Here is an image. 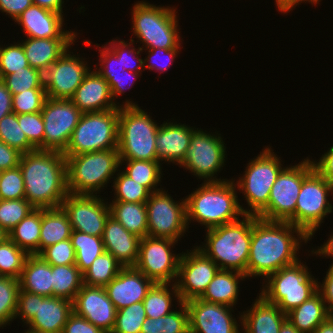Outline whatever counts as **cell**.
Segmentation results:
<instances>
[{"label":"cell","mask_w":333,"mask_h":333,"mask_svg":"<svg viewBox=\"0 0 333 333\" xmlns=\"http://www.w3.org/2000/svg\"><path fill=\"white\" fill-rule=\"evenodd\" d=\"M179 307L180 311L173 310L168 315L161 317L163 333H187L189 331L188 308L184 302H181Z\"/></svg>","instance_id":"54"},{"label":"cell","mask_w":333,"mask_h":333,"mask_svg":"<svg viewBox=\"0 0 333 333\" xmlns=\"http://www.w3.org/2000/svg\"><path fill=\"white\" fill-rule=\"evenodd\" d=\"M41 208H34L8 234L20 249L28 255L39 254Z\"/></svg>","instance_id":"35"},{"label":"cell","mask_w":333,"mask_h":333,"mask_svg":"<svg viewBox=\"0 0 333 333\" xmlns=\"http://www.w3.org/2000/svg\"><path fill=\"white\" fill-rule=\"evenodd\" d=\"M308 270L301 260L281 268L265 279L260 295L287 314L318 292L317 278Z\"/></svg>","instance_id":"8"},{"label":"cell","mask_w":333,"mask_h":333,"mask_svg":"<svg viewBox=\"0 0 333 333\" xmlns=\"http://www.w3.org/2000/svg\"><path fill=\"white\" fill-rule=\"evenodd\" d=\"M168 286H172V288L168 289ZM171 286L169 283H154L148 290L146 297L143 299L147 318L157 319L171 313L172 301L175 299L178 305L181 303L176 284L172 283Z\"/></svg>","instance_id":"36"},{"label":"cell","mask_w":333,"mask_h":333,"mask_svg":"<svg viewBox=\"0 0 333 333\" xmlns=\"http://www.w3.org/2000/svg\"><path fill=\"white\" fill-rule=\"evenodd\" d=\"M76 38H30L27 37L21 44L24 49L29 66L44 72L58 60Z\"/></svg>","instance_id":"29"},{"label":"cell","mask_w":333,"mask_h":333,"mask_svg":"<svg viewBox=\"0 0 333 333\" xmlns=\"http://www.w3.org/2000/svg\"><path fill=\"white\" fill-rule=\"evenodd\" d=\"M25 198L24 179L19 166L2 170L0 174V200Z\"/></svg>","instance_id":"49"},{"label":"cell","mask_w":333,"mask_h":333,"mask_svg":"<svg viewBox=\"0 0 333 333\" xmlns=\"http://www.w3.org/2000/svg\"><path fill=\"white\" fill-rule=\"evenodd\" d=\"M333 186L315 169L303 180L295 207V226L302 229L309 240L320 228L333 206L328 201Z\"/></svg>","instance_id":"12"},{"label":"cell","mask_w":333,"mask_h":333,"mask_svg":"<svg viewBox=\"0 0 333 333\" xmlns=\"http://www.w3.org/2000/svg\"><path fill=\"white\" fill-rule=\"evenodd\" d=\"M279 333H301L296 327L286 318L281 325Z\"/></svg>","instance_id":"70"},{"label":"cell","mask_w":333,"mask_h":333,"mask_svg":"<svg viewBox=\"0 0 333 333\" xmlns=\"http://www.w3.org/2000/svg\"><path fill=\"white\" fill-rule=\"evenodd\" d=\"M302 1L303 2H311V4H318L319 3V1H321V0H293V8H295L297 5H299V3H302Z\"/></svg>","instance_id":"72"},{"label":"cell","mask_w":333,"mask_h":333,"mask_svg":"<svg viewBox=\"0 0 333 333\" xmlns=\"http://www.w3.org/2000/svg\"><path fill=\"white\" fill-rule=\"evenodd\" d=\"M28 254L9 238L0 244V276L19 279Z\"/></svg>","instance_id":"44"},{"label":"cell","mask_w":333,"mask_h":333,"mask_svg":"<svg viewBox=\"0 0 333 333\" xmlns=\"http://www.w3.org/2000/svg\"><path fill=\"white\" fill-rule=\"evenodd\" d=\"M313 333H333V315L322 322Z\"/></svg>","instance_id":"68"},{"label":"cell","mask_w":333,"mask_h":333,"mask_svg":"<svg viewBox=\"0 0 333 333\" xmlns=\"http://www.w3.org/2000/svg\"><path fill=\"white\" fill-rule=\"evenodd\" d=\"M19 167L24 179L25 199L34 208L61 207L69 193L64 154L35 150L22 154Z\"/></svg>","instance_id":"2"},{"label":"cell","mask_w":333,"mask_h":333,"mask_svg":"<svg viewBox=\"0 0 333 333\" xmlns=\"http://www.w3.org/2000/svg\"><path fill=\"white\" fill-rule=\"evenodd\" d=\"M132 8V32L145 47L142 49L181 48L175 8L146 1H138Z\"/></svg>","instance_id":"7"},{"label":"cell","mask_w":333,"mask_h":333,"mask_svg":"<svg viewBox=\"0 0 333 333\" xmlns=\"http://www.w3.org/2000/svg\"><path fill=\"white\" fill-rule=\"evenodd\" d=\"M33 209L25 198L0 200V227L9 233Z\"/></svg>","instance_id":"47"},{"label":"cell","mask_w":333,"mask_h":333,"mask_svg":"<svg viewBox=\"0 0 333 333\" xmlns=\"http://www.w3.org/2000/svg\"><path fill=\"white\" fill-rule=\"evenodd\" d=\"M38 255L50 265H74L76 263L75 250L70 239L50 245Z\"/></svg>","instance_id":"53"},{"label":"cell","mask_w":333,"mask_h":333,"mask_svg":"<svg viewBox=\"0 0 333 333\" xmlns=\"http://www.w3.org/2000/svg\"><path fill=\"white\" fill-rule=\"evenodd\" d=\"M256 218L254 215H243V220L206 229V243L197 248L213 260L220 270L239 271L247 277L251 231Z\"/></svg>","instance_id":"4"},{"label":"cell","mask_w":333,"mask_h":333,"mask_svg":"<svg viewBox=\"0 0 333 333\" xmlns=\"http://www.w3.org/2000/svg\"><path fill=\"white\" fill-rule=\"evenodd\" d=\"M24 49L20 42L15 44L6 45L1 47L0 45V79L5 76L21 70V68L28 67Z\"/></svg>","instance_id":"48"},{"label":"cell","mask_w":333,"mask_h":333,"mask_svg":"<svg viewBox=\"0 0 333 333\" xmlns=\"http://www.w3.org/2000/svg\"><path fill=\"white\" fill-rule=\"evenodd\" d=\"M22 153L0 140V171L19 166Z\"/></svg>","instance_id":"60"},{"label":"cell","mask_w":333,"mask_h":333,"mask_svg":"<svg viewBox=\"0 0 333 333\" xmlns=\"http://www.w3.org/2000/svg\"><path fill=\"white\" fill-rule=\"evenodd\" d=\"M303 241L308 243L309 236L299 227L289 222L266 221L257 217L251 231L247 277L262 276L266 279L281 268L298 262L297 252Z\"/></svg>","instance_id":"1"},{"label":"cell","mask_w":333,"mask_h":333,"mask_svg":"<svg viewBox=\"0 0 333 333\" xmlns=\"http://www.w3.org/2000/svg\"><path fill=\"white\" fill-rule=\"evenodd\" d=\"M276 155L272 148L267 146L254 160H250L244 175L235 183L250 207L242 209L244 215L259 217L267 209L271 188L285 168Z\"/></svg>","instance_id":"10"},{"label":"cell","mask_w":333,"mask_h":333,"mask_svg":"<svg viewBox=\"0 0 333 333\" xmlns=\"http://www.w3.org/2000/svg\"><path fill=\"white\" fill-rule=\"evenodd\" d=\"M235 180L203 182L185 198L186 220L200 223L207 229L235 222L244 214L238 201Z\"/></svg>","instance_id":"3"},{"label":"cell","mask_w":333,"mask_h":333,"mask_svg":"<svg viewBox=\"0 0 333 333\" xmlns=\"http://www.w3.org/2000/svg\"><path fill=\"white\" fill-rule=\"evenodd\" d=\"M70 53L69 50L64 52L58 60L42 72L47 98L71 99L90 71L84 59Z\"/></svg>","instance_id":"19"},{"label":"cell","mask_w":333,"mask_h":333,"mask_svg":"<svg viewBox=\"0 0 333 333\" xmlns=\"http://www.w3.org/2000/svg\"><path fill=\"white\" fill-rule=\"evenodd\" d=\"M73 313V302L61 297H45L37 294L36 314L26 324L30 333L63 331Z\"/></svg>","instance_id":"24"},{"label":"cell","mask_w":333,"mask_h":333,"mask_svg":"<svg viewBox=\"0 0 333 333\" xmlns=\"http://www.w3.org/2000/svg\"><path fill=\"white\" fill-rule=\"evenodd\" d=\"M30 38H76L75 31H65L63 14L32 4L15 20Z\"/></svg>","instance_id":"23"},{"label":"cell","mask_w":333,"mask_h":333,"mask_svg":"<svg viewBox=\"0 0 333 333\" xmlns=\"http://www.w3.org/2000/svg\"><path fill=\"white\" fill-rule=\"evenodd\" d=\"M83 285V274L74 265H52V296L73 301Z\"/></svg>","instance_id":"37"},{"label":"cell","mask_w":333,"mask_h":333,"mask_svg":"<svg viewBox=\"0 0 333 333\" xmlns=\"http://www.w3.org/2000/svg\"><path fill=\"white\" fill-rule=\"evenodd\" d=\"M147 315L143 301L117 310L115 325L111 333H140Z\"/></svg>","instance_id":"46"},{"label":"cell","mask_w":333,"mask_h":333,"mask_svg":"<svg viewBox=\"0 0 333 333\" xmlns=\"http://www.w3.org/2000/svg\"><path fill=\"white\" fill-rule=\"evenodd\" d=\"M314 169L333 186V146L329 148L318 162L312 161Z\"/></svg>","instance_id":"61"},{"label":"cell","mask_w":333,"mask_h":333,"mask_svg":"<svg viewBox=\"0 0 333 333\" xmlns=\"http://www.w3.org/2000/svg\"><path fill=\"white\" fill-rule=\"evenodd\" d=\"M61 207L68 215L72 230L102 237L106 220L110 216V208L99 195L68 193Z\"/></svg>","instance_id":"18"},{"label":"cell","mask_w":333,"mask_h":333,"mask_svg":"<svg viewBox=\"0 0 333 333\" xmlns=\"http://www.w3.org/2000/svg\"><path fill=\"white\" fill-rule=\"evenodd\" d=\"M33 4L62 14L64 0H32Z\"/></svg>","instance_id":"66"},{"label":"cell","mask_w":333,"mask_h":333,"mask_svg":"<svg viewBox=\"0 0 333 333\" xmlns=\"http://www.w3.org/2000/svg\"><path fill=\"white\" fill-rule=\"evenodd\" d=\"M20 289L52 297V265L39 255H28L19 278Z\"/></svg>","instance_id":"30"},{"label":"cell","mask_w":333,"mask_h":333,"mask_svg":"<svg viewBox=\"0 0 333 333\" xmlns=\"http://www.w3.org/2000/svg\"><path fill=\"white\" fill-rule=\"evenodd\" d=\"M70 194L97 195L120 168L118 149L65 156Z\"/></svg>","instance_id":"6"},{"label":"cell","mask_w":333,"mask_h":333,"mask_svg":"<svg viewBox=\"0 0 333 333\" xmlns=\"http://www.w3.org/2000/svg\"><path fill=\"white\" fill-rule=\"evenodd\" d=\"M73 302V312L87 319L105 333H111L117 309L111 302L104 287L82 285Z\"/></svg>","instance_id":"21"},{"label":"cell","mask_w":333,"mask_h":333,"mask_svg":"<svg viewBox=\"0 0 333 333\" xmlns=\"http://www.w3.org/2000/svg\"><path fill=\"white\" fill-rule=\"evenodd\" d=\"M72 226L62 207L41 208L39 253L50 245L70 239Z\"/></svg>","instance_id":"32"},{"label":"cell","mask_w":333,"mask_h":333,"mask_svg":"<svg viewBox=\"0 0 333 333\" xmlns=\"http://www.w3.org/2000/svg\"><path fill=\"white\" fill-rule=\"evenodd\" d=\"M19 290V279L0 276V328L14 320Z\"/></svg>","instance_id":"43"},{"label":"cell","mask_w":333,"mask_h":333,"mask_svg":"<svg viewBox=\"0 0 333 333\" xmlns=\"http://www.w3.org/2000/svg\"><path fill=\"white\" fill-rule=\"evenodd\" d=\"M18 123L28 141L38 150H44V123L41 112L18 115Z\"/></svg>","instance_id":"52"},{"label":"cell","mask_w":333,"mask_h":333,"mask_svg":"<svg viewBox=\"0 0 333 333\" xmlns=\"http://www.w3.org/2000/svg\"><path fill=\"white\" fill-rule=\"evenodd\" d=\"M140 74L141 73H135L124 69V71L120 72L118 75H101V76L108 82L112 98L113 100L114 99L116 100L117 97L123 95L127 91L125 89L127 84L130 87L133 86L135 80H137V78L140 77ZM128 80H131V83ZM127 88L129 90V87Z\"/></svg>","instance_id":"56"},{"label":"cell","mask_w":333,"mask_h":333,"mask_svg":"<svg viewBox=\"0 0 333 333\" xmlns=\"http://www.w3.org/2000/svg\"><path fill=\"white\" fill-rule=\"evenodd\" d=\"M32 4V0H0V10L15 20Z\"/></svg>","instance_id":"63"},{"label":"cell","mask_w":333,"mask_h":333,"mask_svg":"<svg viewBox=\"0 0 333 333\" xmlns=\"http://www.w3.org/2000/svg\"><path fill=\"white\" fill-rule=\"evenodd\" d=\"M217 134V135H216ZM210 134L198 128L192 133L185 160L180 165L204 182H218L215 174L225 165L226 147L220 134Z\"/></svg>","instance_id":"14"},{"label":"cell","mask_w":333,"mask_h":333,"mask_svg":"<svg viewBox=\"0 0 333 333\" xmlns=\"http://www.w3.org/2000/svg\"><path fill=\"white\" fill-rule=\"evenodd\" d=\"M313 170L314 166L309 158L297 165L285 167L271 188L267 209L259 218L289 222L295 226V207L302 182Z\"/></svg>","instance_id":"11"},{"label":"cell","mask_w":333,"mask_h":333,"mask_svg":"<svg viewBox=\"0 0 333 333\" xmlns=\"http://www.w3.org/2000/svg\"><path fill=\"white\" fill-rule=\"evenodd\" d=\"M36 307L37 294H32L20 289L14 319L19 316L22 322H24L23 324L26 325L36 314Z\"/></svg>","instance_id":"57"},{"label":"cell","mask_w":333,"mask_h":333,"mask_svg":"<svg viewBox=\"0 0 333 333\" xmlns=\"http://www.w3.org/2000/svg\"><path fill=\"white\" fill-rule=\"evenodd\" d=\"M119 112L120 107L82 113L66 149L62 152L64 156L117 149Z\"/></svg>","instance_id":"9"},{"label":"cell","mask_w":333,"mask_h":333,"mask_svg":"<svg viewBox=\"0 0 333 333\" xmlns=\"http://www.w3.org/2000/svg\"><path fill=\"white\" fill-rule=\"evenodd\" d=\"M177 122H166L159 126L155 145L158 161L181 165L186 158L192 133L196 130Z\"/></svg>","instance_id":"26"},{"label":"cell","mask_w":333,"mask_h":333,"mask_svg":"<svg viewBox=\"0 0 333 333\" xmlns=\"http://www.w3.org/2000/svg\"><path fill=\"white\" fill-rule=\"evenodd\" d=\"M152 192L146 201L148 233L154 238L180 240L188 229L186 201H175L167 191Z\"/></svg>","instance_id":"13"},{"label":"cell","mask_w":333,"mask_h":333,"mask_svg":"<svg viewBox=\"0 0 333 333\" xmlns=\"http://www.w3.org/2000/svg\"><path fill=\"white\" fill-rule=\"evenodd\" d=\"M48 333H63V331H59V332H48Z\"/></svg>","instance_id":"73"},{"label":"cell","mask_w":333,"mask_h":333,"mask_svg":"<svg viewBox=\"0 0 333 333\" xmlns=\"http://www.w3.org/2000/svg\"><path fill=\"white\" fill-rule=\"evenodd\" d=\"M278 11L289 13L293 9V0H275Z\"/></svg>","instance_id":"69"},{"label":"cell","mask_w":333,"mask_h":333,"mask_svg":"<svg viewBox=\"0 0 333 333\" xmlns=\"http://www.w3.org/2000/svg\"><path fill=\"white\" fill-rule=\"evenodd\" d=\"M9 238V234L0 227V244L4 243Z\"/></svg>","instance_id":"71"},{"label":"cell","mask_w":333,"mask_h":333,"mask_svg":"<svg viewBox=\"0 0 333 333\" xmlns=\"http://www.w3.org/2000/svg\"><path fill=\"white\" fill-rule=\"evenodd\" d=\"M245 278L246 275L239 271L219 270L200 299L234 308L239 297V279Z\"/></svg>","instance_id":"31"},{"label":"cell","mask_w":333,"mask_h":333,"mask_svg":"<svg viewBox=\"0 0 333 333\" xmlns=\"http://www.w3.org/2000/svg\"><path fill=\"white\" fill-rule=\"evenodd\" d=\"M126 163L123 172L137 183L145 186L151 193L163 188H157L161 182L162 167L159 161L120 160V165Z\"/></svg>","instance_id":"39"},{"label":"cell","mask_w":333,"mask_h":333,"mask_svg":"<svg viewBox=\"0 0 333 333\" xmlns=\"http://www.w3.org/2000/svg\"><path fill=\"white\" fill-rule=\"evenodd\" d=\"M2 81L12 95L28 89H45L42 72L31 66L21 68V70L5 76Z\"/></svg>","instance_id":"45"},{"label":"cell","mask_w":333,"mask_h":333,"mask_svg":"<svg viewBox=\"0 0 333 333\" xmlns=\"http://www.w3.org/2000/svg\"><path fill=\"white\" fill-rule=\"evenodd\" d=\"M140 333H163L161 326V317L157 319L146 317L141 326Z\"/></svg>","instance_id":"65"},{"label":"cell","mask_w":333,"mask_h":333,"mask_svg":"<svg viewBox=\"0 0 333 333\" xmlns=\"http://www.w3.org/2000/svg\"><path fill=\"white\" fill-rule=\"evenodd\" d=\"M123 103L118 119L120 160L158 161L155 140L160 125L138 104L127 99Z\"/></svg>","instance_id":"5"},{"label":"cell","mask_w":333,"mask_h":333,"mask_svg":"<svg viewBox=\"0 0 333 333\" xmlns=\"http://www.w3.org/2000/svg\"><path fill=\"white\" fill-rule=\"evenodd\" d=\"M312 254H315L316 256L319 255L320 257H333V234L328 238L327 242L325 244L321 245V247L311 250ZM333 264V263H332Z\"/></svg>","instance_id":"67"},{"label":"cell","mask_w":333,"mask_h":333,"mask_svg":"<svg viewBox=\"0 0 333 333\" xmlns=\"http://www.w3.org/2000/svg\"><path fill=\"white\" fill-rule=\"evenodd\" d=\"M109 208L110 216L123 225L127 231L141 239L147 236L146 203L112 201Z\"/></svg>","instance_id":"34"},{"label":"cell","mask_w":333,"mask_h":333,"mask_svg":"<svg viewBox=\"0 0 333 333\" xmlns=\"http://www.w3.org/2000/svg\"><path fill=\"white\" fill-rule=\"evenodd\" d=\"M63 333H105L100 328L93 325L87 319L78 316L74 312L69 316Z\"/></svg>","instance_id":"59"},{"label":"cell","mask_w":333,"mask_h":333,"mask_svg":"<svg viewBox=\"0 0 333 333\" xmlns=\"http://www.w3.org/2000/svg\"><path fill=\"white\" fill-rule=\"evenodd\" d=\"M105 251L112 254L123 267H134L138 260L141 238L109 216L102 235Z\"/></svg>","instance_id":"27"},{"label":"cell","mask_w":333,"mask_h":333,"mask_svg":"<svg viewBox=\"0 0 333 333\" xmlns=\"http://www.w3.org/2000/svg\"><path fill=\"white\" fill-rule=\"evenodd\" d=\"M185 304L189 311L190 333H240L241 325L233 317L232 307L200 298L188 300Z\"/></svg>","instance_id":"20"},{"label":"cell","mask_w":333,"mask_h":333,"mask_svg":"<svg viewBox=\"0 0 333 333\" xmlns=\"http://www.w3.org/2000/svg\"><path fill=\"white\" fill-rule=\"evenodd\" d=\"M142 50H147V52H149L148 56H146L147 58L143 59V69L156 70V71L158 70L160 71V74L162 72L167 71V68H169L170 64H172V61H174L175 58L177 57L178 55L177 53L180 52L179 48H172V49L155 48V49H142ZM159 54L165 55L166 60L163 61L164 62L163 64H161L160 61L158 62V60L156 59L157 57H160Z\"/></svg>","instance_id":"55"},{"label":"cell","mask_w":333,"mask_h":333,"mask_svg":"<svg viewBox=\"0 0 333 333\" xmlns=\"http://www.w3.org/2000/svg\"><path fill=\"white\" fill-rule=\"evenodd\" d=\"M12 112V94L6 88L5 83L0 79V120Z\"/></svg>","instance_id":"64"},{"label":"cell","mask_w":333,"mask_h":333,"mask_svg":"<svg viewBox=\"0 0 333 333\" xmlns=\"http://www.w3.org/2000/svg\"><path fill=\"white\" fill-rule=\"evenodd\" d=\"M0 140L22 154L37 150L23 133L18 123V115L14 112L0 120Z\"/></svg>","instance_id":"41"},{"label":"cell","mask_w":333,"mask_h":333,"mask_svg":"<svg viewBox=\"0 0 333 333\" xmlns=\"http://www.w3.org/2000/svg\"><path fill=\"white\" fill-rule=\"evenodd\" d=\"M154 282L135 267H123L105 287L117 310L141 302Z\"/></svg>","instance_id":"22"},{"label":"cell","mask_w":333,"mask_h":333,"mask_svg":"<svg viewBox=\"0 0 333 333\" xmlns=\"http://www.w3.org/2000/svg\"><path fill=\"white\" fill-rule=\"evenodd\" d=\"M109 48L116 54L118 58H121L122 67L125 70L141 73L143 69V59L139 58L140 52H142V48L138 47L137 51L136 48L132 47L135 41L131 38L130 42L127 43L123 39L117 40L114 39L109 41ZM132 47V48H131Z\"/></svg>","instance_id":"50"},{"label":"cell","mask_w":333,"mask_h":333,"mask_svg":"<svg viewBox=\"0 0 333 333\" xmlns=\"http://www.w3.org/2000/svg\"><path fill=\"white\" fill-rule=\"evenodd\" d=\"M330 315L322 295L317 292L300 306L288 312L287 318L301 333H313Z\"/></svg>","instance_id":"33"},{"label":"cell","mask_w":333,"mask_h":333,"mask_svg":"<svg viewBox=\"0 0 333 333\" xmlns=\"http://www.w3.org/2000/svg\"><path fill=\"white\" fill-rule=\"evenodd\" d=\"M117 173L114 178L113 189L114 199L112 201L146 203L151 192L141 184L137 183L126 175L123 171Z\"/></svg>","instance_id":"42"},{"label":"cell","mask_w":333,"mask_h":333,"mask_svg":"<svg viewBox=\"0 0 333 333\" xmlns=\"http://www.w3.org/2000/svg\"><path fill=\"white\" fill-rule=\"evenodd\" d=\"M176 243L178 241L168 238H142L134 267L154 283H176L181 257V253L176 255L171 252Z\"/></svg>","instance_id":"15"},{"label":"cell","mask_w":333,"mask_h":333,"mask_svg":"<svg viewBox=\"0 0 333 333\" xmlns=\"http://www.w3.org/2000/svg\"><path fill=\"white\" fill-rule=\"evenodd\" d=\"M122 268L123 266L116 258L105 251L99 255L83 273V284L87 286L105 287L118 275Z\"/></svg>","instance_id":"40"},{"label":"cell","mask_w":333,"mask_h":333,"mask_svg":"<svg viewBox=\"0 0 333 333\" xmlns=\"http://www.w3.org/2000/svg\"><path fill=\"white\" fill-rule=\"evenodd\" d=\"M47 99L45 89H28L12 95L13 112L17 115L41 112Z\"/></svg>","instance_id":"51"},{"label":"cell","mask_w":333,"mask_h":333,"mask_svg":"<svg viewBox=\"0 0 333 333\" xmlns=\"http://www.w3.org/2000/svg\"><path fill=\"white\" fill-rule=\"evenodd\" d=\"M41 114L44 123V150L63 152L82 112L71 99L47 98Z\"/></svg>","instance_id":"16"},{"label":"cell","mask_w":333,"mask_h":333,"mask_svg":"<svg viewBox=\"0 0 333 333\" xmlns=\"http://www.w3.org/2000/svg\"><path fill=\"white\" fill-rule=\"evenodd\" d=\"M326 273L322 284L318 282V292L322 295L328 312L333 315V264Z\"/></svg>","instance_id":"62"},{"label":"cell","mask_w":333,"mask_h":333,"mask_svg":"<svg viewBox=\"0 0 333 333\" xmlns=\"http://www.w3.org/2000/svg\"><path fill=\"white\" fill-rule=\"evenodd\" d=\"M219 270V266L197 247L182 252L175 283L181 302L200 298Z\"/></svg>","instance_id":"17"},{"label":"cell","mask_w":333,"mask_h":333,"mask_svg":"<svg viewBox=\"0 0 333 333\" xmlns=\"http://www.w3.org/2000/svg\"><path fill=\"white\" fill-rule=\"evenodd\" d=\"M71 101L82 113L101 112L121 106L119 102L113 101L108 82L96 70L91 69Z\"/></svg>","instance_id":"25"},{"label":"cell","mask_w":333,"mask_h":333,"mask_svg":"<svg viewBox=\"0 0 333 333\" xmlns=\"http://www.w3.org/2000/svg\"><path fill=\"white\" fill-rule=\"evenodd\" d=\"M258 296L252 307L240 314L241 330H245L244 333H279L287 314L260 294Z\"/></svg>","instance_id":"28"},{"label":"cell","mask_w":333,"mask_h":333,"mask_svg":"<svg viewBox=\"0 0 333 333\" xmlns=\"http://www.w3.org/2000/svg\"><path fill=\"white\" fill-rule=\"evenodd\" d=\"M105 45L101 47L103 49L99 50L100 68L97 72L100 75H118L120 72L124 71V67H122L121 64V58H118L116 54L107 47V43Z\"/></svg>","instance_id":"58"},{"label":"cell","mask_w":333,"mask_h":333,"mask_svg":"<svg viewBox=\"0 0 333 333\" xmlns=\"http://www.w3.org/2000/svg\"><path fill=\"white\" fill-rule=\"evenodd\" d=\"M71 244L75 250L76 263L83 274L92 262L103 252H105L102 237L92 236L84 232L72 230L70 237Z\"/></svg>","instance_id":"38"}]
</instances>
